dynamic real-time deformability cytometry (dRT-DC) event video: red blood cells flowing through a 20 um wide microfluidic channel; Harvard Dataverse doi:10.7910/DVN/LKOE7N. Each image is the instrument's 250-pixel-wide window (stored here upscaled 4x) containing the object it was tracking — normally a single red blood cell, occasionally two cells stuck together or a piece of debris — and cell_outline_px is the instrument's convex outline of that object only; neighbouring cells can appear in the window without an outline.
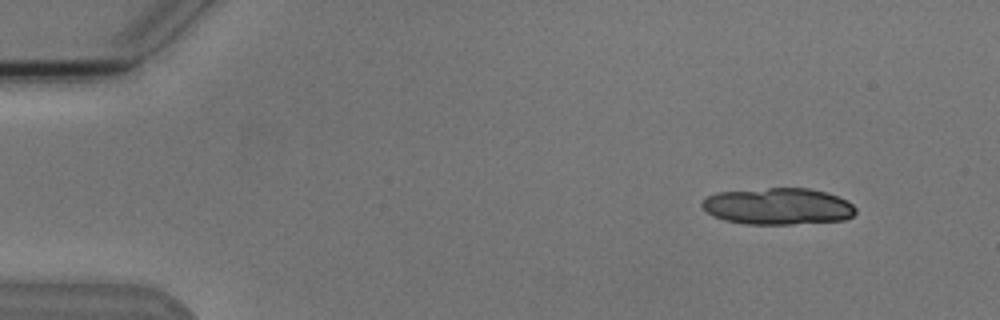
{"species": "Egyptian fruit bat (a non-hibernating species)", "species_latin": "Rousettus aegyptiacus", "temperature_condition": "cold", "stored_images_in_passage": 5, "camera_frame_rate_fps": 3000, "um_per_image_px": 0.085, "animal": {"sex": "male"}, "frame": {"image": 1, "passage_image": 2, "time_ms": 1.333, "image_size_px": [1000, 320], "cell_outline_px": [[856, 212], [852, 216], [844, 220], [792, 224], [744, 224], [724, 220], [712, 216], [700, 204], [708, 196], [716, 192], [768, 188], [808, 188], [828, 192], [848, 200], [856, 208]], "centroid_in_image_um": [66.15, 17.53], "position_along_channel_um": 18.9, "area_um2": 33.0}}